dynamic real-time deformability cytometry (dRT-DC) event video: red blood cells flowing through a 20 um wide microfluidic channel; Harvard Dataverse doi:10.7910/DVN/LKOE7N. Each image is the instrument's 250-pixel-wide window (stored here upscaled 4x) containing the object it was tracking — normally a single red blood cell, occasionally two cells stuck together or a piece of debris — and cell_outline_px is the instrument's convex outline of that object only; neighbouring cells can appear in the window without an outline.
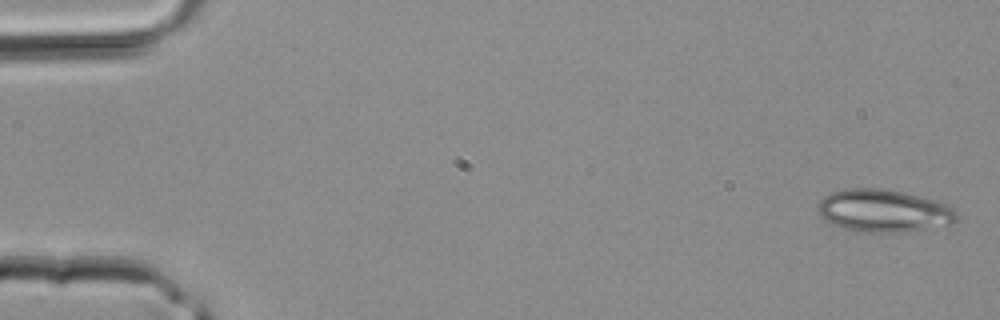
{"species": "common noctule bat (a hibernating species)", "species_latin": "Nyctalus noctula", "temperature_condition": "room temperature", "stored_images_in_passage": 39, "camera_frame_rate_fps": 3000, "um_per_image_px": 0.085, "animal": {"sex": "male", "body_mass_g": 20.4}, "frame": {"image": 1, "passage_image": 1, "time_ms": 0.0, "image_size_px": [1000, 320], "cell_outline_px": [[956, 220], [952, 224], [900, 232], [864, 232], [844, 228], [824, 220], [816, 208], [820, 200], [824, 196], [832, 192], [852, 188], [884, 188], [904, 192], [936, 200], [952, 208], [956, 212]], "centroid_in_image_um": [75.09, 17.9], "position_along_channel_um": 9.9, "area_um2": 34.22}}
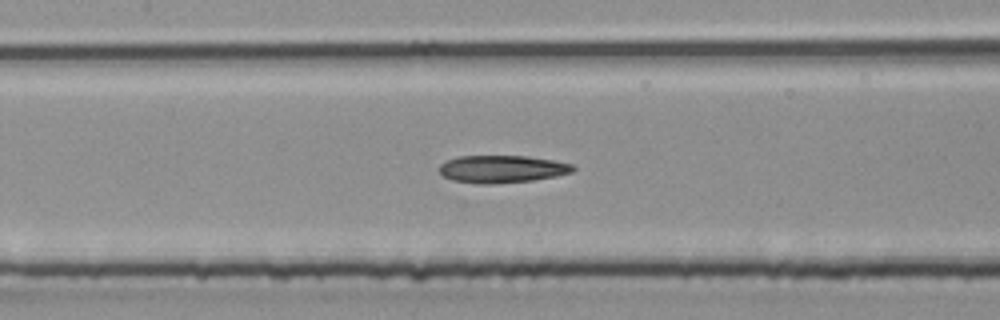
{"frame": {"image": 2, "passage_image": 19, "time_ms": 6.0, "image_size_px": [1000, 320], "cell_outline_px": [[576, 168], [572, 172], [556, 176], [532, 180], [492, 184], [480, 184], [452, 180], [444, 176], [440, 172], [440, 164], [456, 156], [524, 156], [552, 160], [572, 164]], "centroid_in_image_um": [42.66, 14.37], "position_along_channel_um": 164.7, "area_um2": 21.27}}
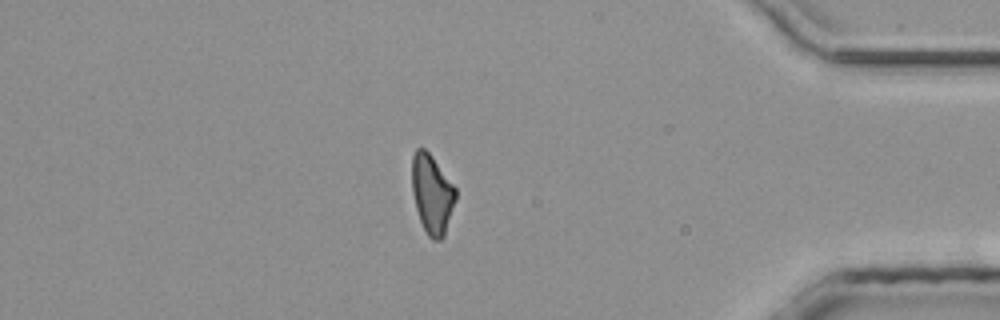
{"frame": {"image": 3, "passage_image": 35, "time_ms": 11.333, "image_size_px": [1000, 320], "cell_outline_px": [[456, 200], [444, 236], [440, 240], [432, 240], [428, 236], [420, 220], [416, 208], [412, 192], [412, 156], [416, 148], [424, 148], [432, 156], [456, 188]], "centroid_in_image_um": [36.72, 16.49], "position_along_channel_um": 398.5, "area_um2": 20.11}}